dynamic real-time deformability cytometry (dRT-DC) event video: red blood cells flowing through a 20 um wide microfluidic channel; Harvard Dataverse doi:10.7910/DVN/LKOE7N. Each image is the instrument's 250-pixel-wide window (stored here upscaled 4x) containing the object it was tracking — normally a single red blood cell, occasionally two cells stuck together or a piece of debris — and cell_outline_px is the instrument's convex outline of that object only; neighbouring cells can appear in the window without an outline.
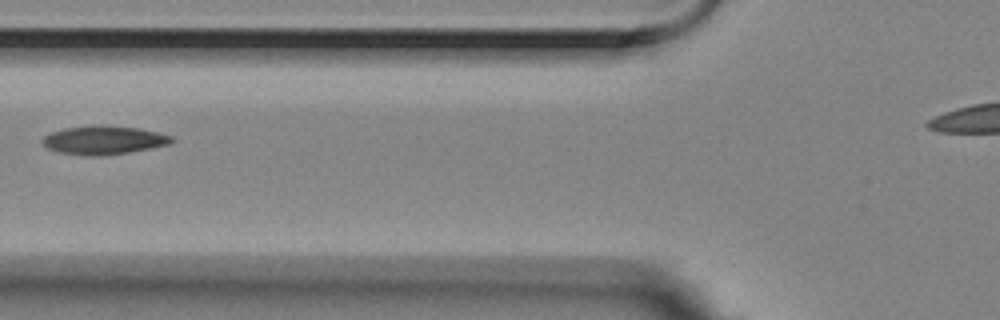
{"species": "Egyptian fruit bat (a non-hibernating species)", "species_latin": "Rousettus aegyptiacus", "temperature_condition": "room temperature", "stored_images_in_passage": 5, "camera_frame_rate_fps": 3000, "um_per_image_px": 0.085, "animal": {"sex": "female"}, "frame": {"image": 1, "passage_image": 3, "time_ms": 0.667, "image_size_px": [1000, 320], "cell_outline_px": [[176, 140], [168, 144], [152, 148], [128, 152], [100, 156], [88, 156], [60, 152], [48, 148], [40, 140], [44, 136], [52, 132], [64, 128], [92, 124], [104, 124], [140, 128], [160, 132], [172, 136]], "centroid_in_image_um": [8.85, 11.88], "position_along_channel_um": 117.0, "area_um2": 21.85}}
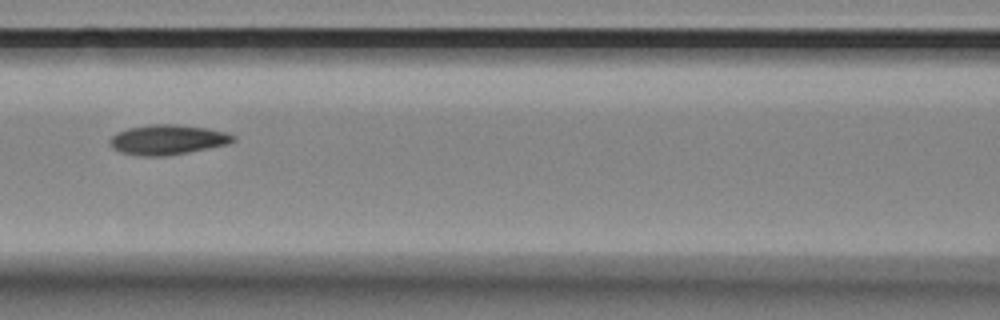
{"frame": {"image": 2, "passage_image": 4, "time_ms": 1.0, "image_size_px": [1000, 320], "cell_outline_px": [[236, 140], [228, 144], [168, 156], [140, 156], [120, 152], [112, 148], [108, 144], [108, 140], [116, 132], [128, 128], [152, 124], [176, 124], [204, 128], [224, 132], [236, 136]], "centroid_in_image_um": [14.19, 11.88], "position_along_channel_um": 152.4, "area_um2": 21.56}}
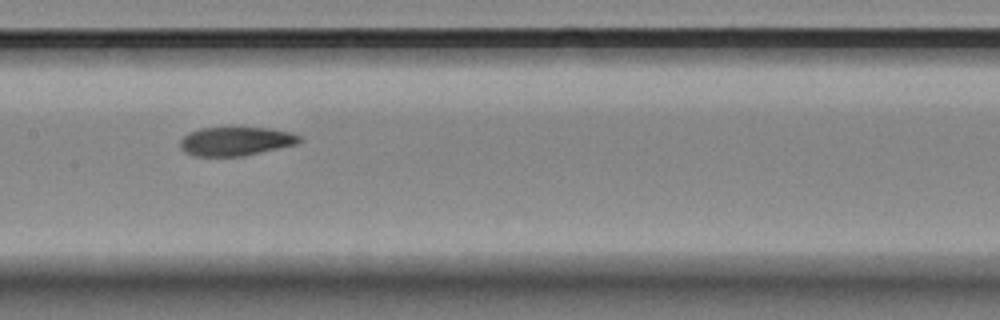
{"frame": {"image": 3, "passage_image": 5, "time_ms": 1.333, "image_size_px": [1000, 320], "cell_outline_px": [[304, 140], [296, 144], [244, 156], [196, 156], [184, 152], [180, 148], [180, 140], [188, 132], [200, 128], [240, 124], [272, 128], [292, 132], [300, 136]], "centroid_in_image_um": [20.06, 11.94], "position_along_channel_um": 187.3, "area_um2": 21.15}}